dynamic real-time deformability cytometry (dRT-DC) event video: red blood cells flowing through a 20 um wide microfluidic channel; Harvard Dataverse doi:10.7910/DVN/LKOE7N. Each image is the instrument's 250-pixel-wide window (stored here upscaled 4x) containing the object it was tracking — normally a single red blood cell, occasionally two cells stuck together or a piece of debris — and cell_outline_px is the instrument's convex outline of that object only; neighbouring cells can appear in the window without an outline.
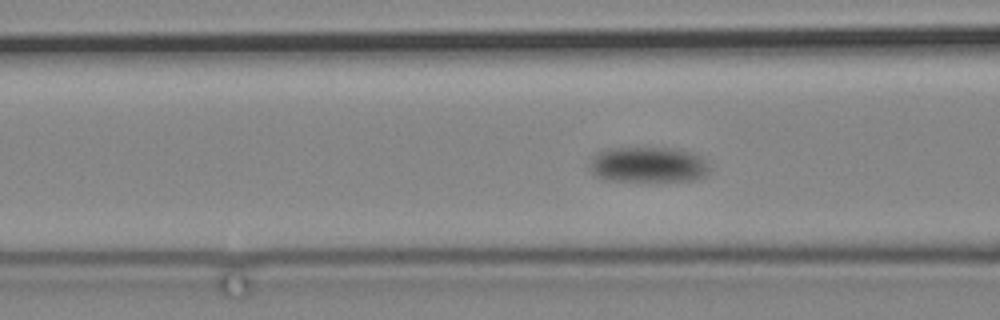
{"species": "common noctule bat (a hibernating species)", "species_latin": "Nyctalus noctula", "temperature_condition": "cold", "stored_images_in_passage": 101, "camera_frame_rate_fps": 3000, "um_per_image_px": 0.085, "animal": {"sex": "male", "body_mass_g": 19.2, "forearm_length_mm": 51.8}, "frame": {"image": 1, "passage_image": 51, "time_ms": 16.667, "image_size_px": [1000, 320], "cell_outline_px": [[712, 168], [704, 176], [692, 180], [604, 180], [596, 176], [588, 168], [588, 164], [592, 156], [596, 152], [612, 148], [676, 148], [692, 152], [708, 160]], "centroid_in_image_um": [55.1, 13.98], "position_along_channel_um": 111.5, "area_um2": 25.09}}
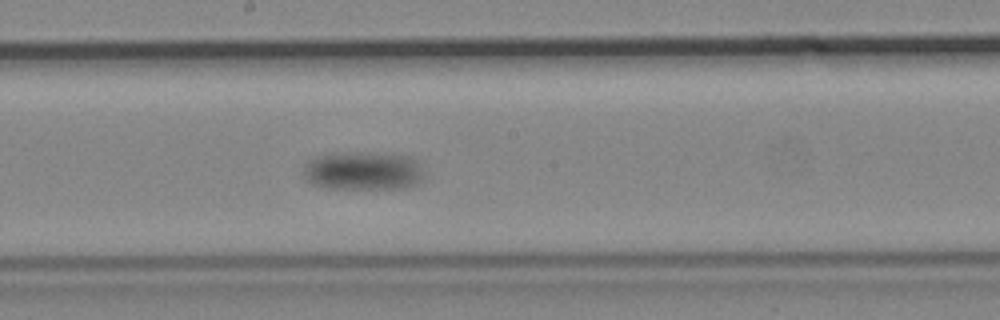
{"frame": {"image": 2, "passage_image": 64, "time_ms": 21.0, "image_size_px": [1000, 320], "cell_outline_px": [[424, 176], [416, 184], [408, 188], [324, 188], [312, 184], [304, 176], [304, 164], [312, 156], [324, 152], [364, 152], [412, 156], [420, 164]], "centroid_in_image_um": [30.82, 14.49], "position_along_channel_um": 217.4, "area_um2": 27.69}}
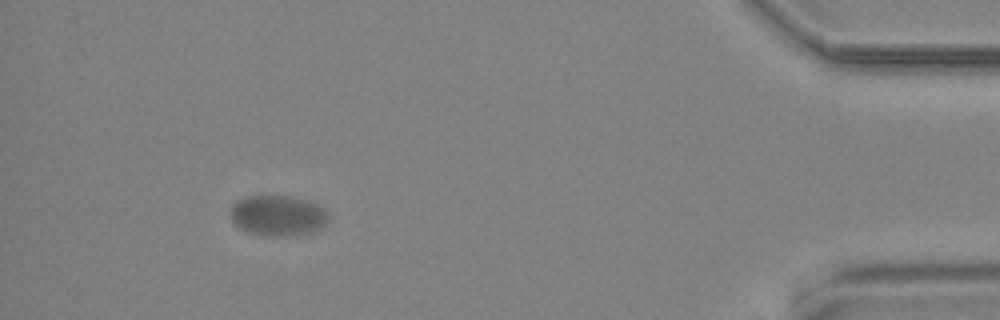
{"frame": {"image": 3, "passage_image": 95, "time_ms": 31.333, "image_size_px": [1000, 320], "cell_outline_px": [[328, 220], [320, 228], [312, 232], [284, 236], [276, 236], [248, 232], [240, 228], [232, 220], [232, 204], [236, 200], [244, 196], [292, 196], [308, 200], [324, 208], [328, 216]], "centroid_in_image_um": [23.62, 18.3], "position_along_channel_um": 411.6, "area_um2": 22.95}}